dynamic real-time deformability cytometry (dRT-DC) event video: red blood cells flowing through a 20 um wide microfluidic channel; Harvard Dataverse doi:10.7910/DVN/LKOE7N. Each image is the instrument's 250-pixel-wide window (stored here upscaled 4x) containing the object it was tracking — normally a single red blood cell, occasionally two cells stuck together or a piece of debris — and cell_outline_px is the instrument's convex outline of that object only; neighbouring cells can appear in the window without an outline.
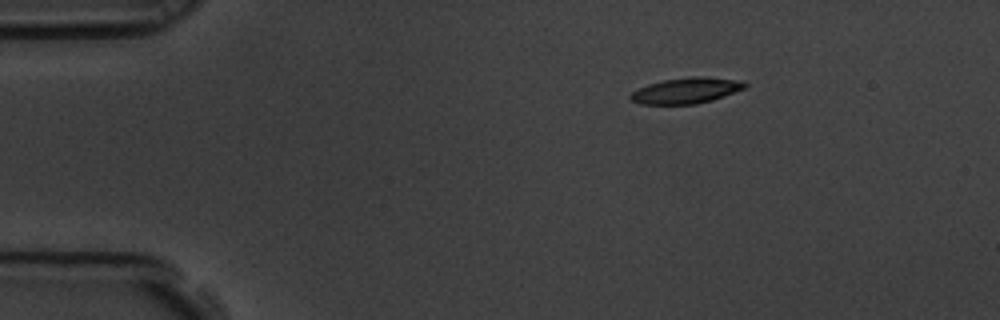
{"species": "common noctule bat (a hibernating species)", "species_latin": "Nyctalus noctula", "temperature_condition": "room temperature", "stored_images_in_passage": 3, "camera_frame_rate_fps": 3000, "um_per_image_px": 0.085, "animal": {"sex": "male", "body_mass_g": 19.5, "forearm_length_mm": 54.6}, "frame": {"image": 1, "passage_image": 1, "time_ms": 0.0, "image_size_px": [1000, 320], "cell_outline_px": [[748, 88], [712, 100], [696, 104], [640, 104], [632, 100], [628, 96], [632, 92], [648, 84], [664, 80], [692, 76], [704, 76], [740, 80], [748, 84]], "centroid_in_image_um": [58.38, 7.69], "position_along_channel_um": 26.6, "area_um2": 17.28}}